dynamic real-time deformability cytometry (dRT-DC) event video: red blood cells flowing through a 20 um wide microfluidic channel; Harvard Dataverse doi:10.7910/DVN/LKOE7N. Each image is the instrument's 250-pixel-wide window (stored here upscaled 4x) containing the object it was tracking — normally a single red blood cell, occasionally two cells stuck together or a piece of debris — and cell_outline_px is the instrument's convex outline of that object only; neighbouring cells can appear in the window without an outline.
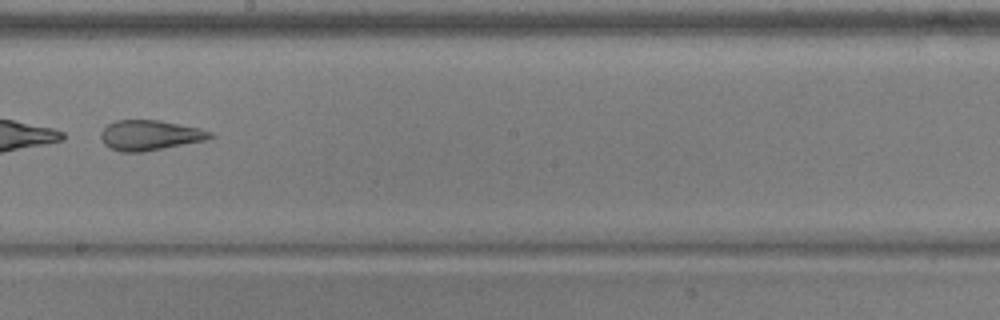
{"species": "common noctule bat (a hibernating species)", "species_latin": "Nyctalus noctula", "temperature_condition": "warm", "stored_images_in_passage": 51, "camera_frame_rate_fps": 3000, "um_per_image_px": 0.085, "animal": {"sex": "male", "body_mass_g": 17.9, "forearm_length_mm": 54.2}, "frame": {"image": 1, "passage_image": 30, "time_ms": 9.667, "image_size_px": [1000, 320], "cell_outline_px": [[216, 136], [208, 140], [144, 152], [120, 152], [108, 148], [104, 144], [100, 136], [100, 132], [108, 124], [116, 120], [160, 120], [200, 128], [212, 132]], "centroid_in_image_um": [12.76, 11.5], "position_along_channel_um": 235.4, "area_um2": 19.54}}